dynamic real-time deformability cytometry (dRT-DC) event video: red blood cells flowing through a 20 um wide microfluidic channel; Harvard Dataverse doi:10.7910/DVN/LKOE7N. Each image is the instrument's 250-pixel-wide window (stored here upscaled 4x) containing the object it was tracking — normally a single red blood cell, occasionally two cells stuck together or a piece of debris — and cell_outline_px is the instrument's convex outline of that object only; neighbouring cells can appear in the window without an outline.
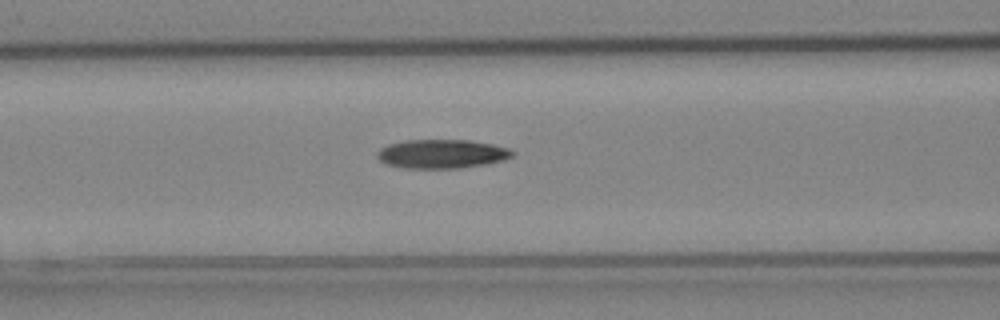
{"species": "Egyptian fruit bat (a non-hibernating species)", "species_latin": "Rousettus aegyptiacus", "temperature_condition": "cold", "stored_images_in_passage": 7, "camera_frame_rate_fps": 3000, "um_per_image_px": 0.085, "animal": {"sex": "female"}, "frame": {"image": 1, "passage_image": 7, "time_ms": 2.0, "image_size_px": [1000, 320], "cell_outline_px": [[516, 152], [512, 156], [504, 160], [484, 164], [460, 168], [404, 168], [384, 164], [376, 156], [376, 152], [380, 148], [388, 144], [404, 140], [472, 140], [492, 144], [508, 148]], "centroid_in_image_um": [37.53, 13.07], "position_along_channel_um": 129.1, "area_um2": 22.95}}